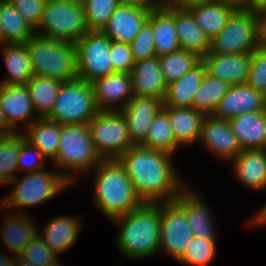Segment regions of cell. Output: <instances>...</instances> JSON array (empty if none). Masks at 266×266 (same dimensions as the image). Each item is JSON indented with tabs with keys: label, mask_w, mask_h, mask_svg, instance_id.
<instances>
[{
	"label": "cell",
	"mask_w": 266,
	"mask_h": 266,
	"mask_svg": "<svg viewBox=\"0 0 266 266\" xmlns=\"http://www.w3.org/2000/svg\"><path fill=\"white\" fill-rule=\"evenodd\" d=\"M257 17L258 41L261 47H266V7L255 10Z\"/></svg>",
	"instance_id": "obj_47"
},
{
	"label": "cell",
	"mask_w": 266,
	"mask_h": 266,
	"mask_svg": "<svg viewBox=\"0 0 266 266\" xmlns=\"http://www.w3.org/2000/svg\"><path fill=\"white\" fill-rule=\"evenodd\" d=\"M98 112L91 84L77 78L62 82L53 109L46 118L60 125L88 124Z\"/></svg>",
	"instance_id": "obj_6"
},
{
	"label": "cell",
	"mask_w": 266,
	"mask_h": 266,
	"mask_svg": "<svg viewBox=\"0 0 266 266\" xmlns=\"http://www.w3.org/2000/svg\"><path fill=\"white\" fill-rule=\"evenodd\" d=\"M38 28L41 31L35 33L41 36L73 44L89 31L84 6L67 0H47Z\"/></svg>",
	"instance_id": "obj_5"
},
{
	"label": "cell",
	"mask_w": 266,
	"mask_h": 266,
	"mask_svg": "<svg viewBox=\"0 0 266 266\" xmlns=\"http://www.w3.org/2000/svg\"><path fill=\"white\" fill-rule=\"evenodd\" d=\"M26 43L34 76L54 78L62 82L78 78L75 44L48 39L37 33Z\"/></svg>",
	"instance_id": "obj_4"
},
{
	"label": "cell",
	"mask_w": 266,
	"mask_h": 266,
	"mask_svg": "<svg viewBox=\"0 0 266 266\" xmlns=\"http://www.w3.org/2000/svg\"><path fill=\"white\" fill-rule=\"evenodd\" d=\"M201 61L206 73L229 85L246 84L251 65V53L220 55L208 52Z\"/></svg>",
	"instance_id": "obj_18"
},
{
	"label": "cell",
	"mask_w": 266,
	"mask_h": 266,
	"mask_svg": "<svg viewBox=\"0 0 266 266\" xmlns=\"http://www.w3.org/2000/svg\"><path fill=\"white\" fill-rule=\"evenodd\" d=\"M90 84L93 90L94 102L99 111H119L125 108L134 96L130 73L116 72ZM121 100V108L114 109L112 106L115 102L118 105Z\"/></svg>",
	"instance_id": "obj_13"
},
{
	"label": "cell",
	"mask_w": 266,
	"mask_h": 266,
	"mask_svg": "<svg viewBox=\"0 0 266 266\" xmlns=\"http://www.w3.org/2000/svg\"><path fill=\"white\" fill-rule=\"evenodd\" d=\"M16 133L8 124L3 110L0 107V136H8Z\"/></svg>",
	"instance_id": "obj_51"
},
{
	"label": "cell",
	"mask_w": 266,
	"mask_h": 266,
	"mask_svg": "<svg viewBox=\"0 0 266 266\" xmlns=\"http://www.w3.org/2000/svg\"><path fill=\"white\" fill-rule=\"evenodd\" d=\"M171 154L133 145L118 160L144 202L175 200L186 188L172 166ZM173 167V168H172Z\"/></svg>",
	"instance_id": "obj_1"
},
{
	"label": "cell",
	"mask_w": 266,
	"mask_h": 266,
	"mask_svg": "<svg viewBox=\"0 0 266 266\" xmlns=\"http://www.w3.org/2000/svg\"><path fill=\"white\" fill-rule=\"evenodd\" d=\"M67 1L83 5L87 0H67Z\"/></svg>",
	"instance_id": "obj_57"
},
{
	"label": "cell",
	"mask_w": 266,
	"mask_h": 266,
	"mask_svg": "<svg viewBox=\"0 0 266 266\" xmlns=\"http://www.w3.org/2000/svg\"><path fill=\"white\" fill-rule=\"evenodd\" d=\"M119 4L120 0H87L83 6L88 30L101 31Z\"/></svg>",
	"instance_id": "obj_39"
},
{
	"label": "cell",
	"mask_w": 266,
	"mask_h": 266,
	"mask_svg": "<svg viewBox=\"0 0 266 266\" xmlns=\"http://www.w3.org/2000/svg\"><path fill=\"white\" fill-rule=\"evenodd\" d=\"M66 174V175H65ZM45 172L38 170L27 173L21 180L17 181L15 177L9 183H16V187L5 200L1 202V207H18V213L24 206L33 207L42 202L52 199L57 192L73 184L76 177L70 176L67 173ZM21 207V208H20Z\"/></svg>",
	"instance_id": "obj_7"
},
{
	"label": "cell",
	"mask_w": 266,
	"mask_h": 266,
	"mask_svg": "<svg viewBox=\"0 0 266 266\" xmlns=\"http://www.w3.org/2000/svg\"><path fill=\"white\" fill-rule=\"evenodd\" d=\"M229 123L242 150L266 149V109L239 114Z\"/></svg>",
	"instance_id": "obj_21"
},
{
	"label": "cell",
	"mask_w": 266,
	"mask_h": 266,
	"mask_svg": "<svg viewBox=\"0 0 266 266\" xmlns=\"http://www.w3.org/2000/svg\"><path fill=\"white\" fill-rule=\"evenodd\" d=\"M259 46L255 10H235L225 27L211 40L210 52L243 54L251 53Z\"/></svg>",
	"instance_id": "obj_10"
},
{
	"label": "cell",
	"mask_w": 266,
	"mask_h": 266,
	"mask_svg": "<svg viewBox=\"0 0 266 266\" xmlns=\"http://www.w3.org/2000/svg\"><path fill=\"white\" fill-rule=\"evenodd\" d=\"M130 74L134 96L164 100L167 85L157 56L135 62Z\"/></svg>",
	"instance_id": "obj_20"
},
{
	"label": "cell",
	"mask_w": 266,
	"mask_h": 266,
	"mask_svg": "<svg viewBox=\"0 0 266 266\" xmlns=\"http://www.w3.org/2000/svg\"><path fill=\"white\" fill-rule=\"evenodd\" d=\"M41 234H37L34 239L27 245L23 253L20 255L25 261L37 265L52 264L57 261V255L48 247L41 238Z\"/></svg>",
	"instance_id": "obj_43"
},
{
	"label": "cell",
	"mask_w": 266,
	"mask_h": 266,
	"mask_svg": "<svg viewBox=\"0 0 266 266\" xmlns=\"http://www.w3.org/2000/svg\"><path fill=\"white\" fill-rule=\"evenodd\" d=\"M0 107L3 110L9 126L15 131L17 123L26 122L30 126L36 119L33 116V105L26 84H0ZM32 120V121H31Z\"/></svg>",
	"instance_id": "obj_19"
},
{
	"label": "cell",
	"mask_w": 266,
	"mask_h": 266,
	"mask_svg": "<svg viewBox=\"0 0 266 266\" xmlns=\"http://www.w3.org/2000/svg\"><path fill=\"white\" fill-rule=\"evenodd\" d=\"M3 47L4 60L9 76L0 81V84H27L34 76L27 43L5 44Z\"/></svg>",
	"instance_id": "obj_29"
},
{
	"label": "cell",
	"mask_w": 266,
	"mask_h": 266,
	"mask_svg": "<svg viewBox=\"0 0 266 266\" xmlns=\"http://www.w3.org/2000/svg\"><path fill=\"white\" fill-rule=\"evenodd\" d=\"M37 32L47 0H8Z\"/></svg>",
	"instance_id": "obj_46"
},
{
	"label": "cell",
	"mask_w": 266,
	"mask_h": 266,
	"mask_svg": "<svg viewBox=\"0 0 266 266\" xmlns=\"http://www.w3.org/2000/svg\"><path fill=\"white\" fill-rule=\"evenodd\" d=\"M186 211L187 220L194 237L203 240H216L212 218L208 206L194 191L184 189L175 199ZM209 210V211H208Z\"/></svg>",
	"instance_id": "obj_26"
},
{
	"label": "cell",
	"mask_w": 266,
	"mask_h": 266,
	"mask_svg": "<svg viewBox=\"0 0 266 266\" xmlns=\"http://www.w3.org/2000/svg\"><path fill=\"white\" fill-rule=\"evenodd\" d=\"M158 58L166 85L180 79L201 61V58L196 54L183 49L159 56Z\"/></svg>",
	"instance_id": "obj_37"
},
{
	"label": "cell",
	"mask_w": 266,
	"mask_h": 266,
	"mask_svg": "<svg viewBox=\"0 0 266 266\" xmlns=\"http://www.w3.org/2000/svg\"><path fill=\"white\" fill-rule=\"evenodd\" d=\"M259 214H257V216L255 217V219L252 220V222L254 224H266V205H264L263 209L260 210V212H258Z\"/></svg>",
	"instance_id": "obj_53"
},
{
	"label": "cell",
	"mask_w": 266,
	"mask_h": 266,
	"mask_svg": "<svg viewBox=\"0 0 266 266\" xmlns=\"http://www.w3.org/2000/svg\"><path fill=\"white\" fill-rule=\"evenodd\" d=\"M188 10L210 40L220 33L235 11L233 7L219 2L196 5Z\"/></svg>",
	"instance_id": "obj_32"
},
{
	"label": "cell",
	"mask_w": 266,
	"mask_h": 266,
	"mask_svg": "<svg viewBox=\"0 0 266 266\" xmlns=\"http://www.w3.org/2000/svg\"><path fill=\"white\" fill-rule=\"evenodd\" d=\"M0 26L5 44L26 43L35 34V29L8 0L0 3Z\"/></svg>",
	"instance_id": "obj_33"
},
{
	"label": "cell",
	"mask_w": 266,
	"mask_h": 266,
	"mask_svg": "<svg viewBox=\"0 0 266 266\" xmlns=\"http://www.w3.org/2000/svg\"><path fill=\"white\" fill-rule=\"evenodd\" d=\"M193 238L185 209L176 200L160 202L159 250L180 261Z\"/></svg>",
	"instance_id": "obj_12"
},
{
	"label": "cell",
	"mask_w": 266,
	"mask_h": 266,
	"mask_svg": "<svg viewBox=\"0 0 266 266\" xmlns=\"http://www.w3.org/2000/svg\"><path fill=\"white\" fill-rule=\"evenodd\" d=\"M75 45L78 79L91 83L116 73L110 62L111 40L101 31H88Z\"/></svg>",
	"instance_id": "obj_11"
},
{
	"label": "cell",
	"mask_w": 266,
	"mask_h": 266,
	"mask_svg": "<svg viewBox=\"0 0 266 266\" xmlns=\"http://www.w3.org/2000/svg\"><path fill=\"white\" fill-rule=\"evenodd\" d=\"M130 48L135 62L156 56L153 25L148 20L130 43Z\"/></svg>",
	"instance_id": "obj_42"
},
{
	"label": "cell",
	"mask_w": 266,
	"mask_h": 266,
	"mask_svg": "<svg viewBox=\"0 0 266 266\" xmlns=\"http://www.w3.org/2000/svg\"><path fill=\"white\" fill-rule=\"evenodd\" d=\"M141 146L171 155L175 154L179 145L175 141L169 115L163 108L154 117Z\"/></svg>",
	"instance_id": "obj_35"
},
{
	"label": "cell",
	"mask_w": 266,
	"mask_h": 266,
	"mask_svg": "<svg viewBox=\"0 0 266 266\" xmlns=\"http://www.w3.org/2000/svg\"><path fill=\"white\" fill-rule=\"evenodd\" d=\"M233 7L235 10H251V0H216Z\"/></svg>",
	"instance_id": "obj_50"
},
{
	"label": "cell",
	"mask_w": 266,
	"mask_h": 266,
	"mask_svg": "<svg viewBox=\"0 0 266 266\" xmlns=\"http://www.w3.org/2000/svg\"><path fill=\"white\" fill-rule=\"evenodd\" d=\"M232 163L241 183L255 190L266 189V149L242 150Z\"/></svg>",
	"instance_id": "obj_24"
},
{
	"label": "cell",
	"mask_w": 266,
	"mask_h": 266,
	"mask_svg": "<svg viewBox=\"0 0 266 266\" xmlns=\"http://www.w3.org/2000/svg\"><path fill=\"white\" fill-rule=\"evenodd\" d=\"M112 220L122 222L117 243L124 255L136 259L157 253L160 244V202H144Z\"/></svg>",
	"instance_id": "obj_2"
},
{
	"label": "cell",
	"mask_w": 266,
	"mask_h": 266,
	"mask_svg": "<svg viewBox=\"0 0 266 266\" xmlns=\"http://www.w3.org/2000/svg\"><path fill=\"white\" fill-rule=\"evenodd\" d=\"M206 74L202 61L177 81L167 85L163 107L193 108V99Z\"/></svg>",
	"instance_id": "obj_25"
},
{
	"label": "cell",
	"mask_w": 266,
	"mask_h": 266,
	"mask_svg": "<svg viewBox=\"0 0 266 266\" xmlns=\"http://www.w3.org/2000/svg\"><path fill=\"white\" fill-rule=\"evenodd\" d=\"M120 3L143 9L154 10L162 5V0H158V2L156 0H120Z\"/></svg>",
	"instance_id": "obj_49"
},
{
	"label": "cell",
	"mask_w": 266,
	"mask_h": 266,
	"mask_svg": "<svg viewBox=\"0 0 266 266\" xmlns=\"http://www.w3.org/2000/svg\"><path fill=\"white\" fill-rule=\"evenodd\" d=\"M215 242L194 237L180 262L188 266H208L214 259Z\"/></svg>",
	"instance_id": "obj_40"
},
{
	"label": "cell",
	"mask_w": 266,
	"mask_h": 266,
	"mask_svg": "<svg viewBox=\"0 0 266 266\" xmlns=\"http://www.w3.org/2000/svg\"><path fill=\"white\" fill-rule=\"evenodd\" d=\"M168 113L176 143L192 144L199 141L202 122L206 115L194 108L163 107Z\"/></svg>",
	"instance_id": "obj_27"
},
{
	"label": "cell",
	"mask_w": 266,
	"mask_h": 266,
	"mask_svg": "<svg viewBox=\"0 0 266 266\" xmlns=\"http://www.w3.org/2000/svg\"><path fill=\"white\" fill-rule=\"evenodd\" d=\"M110 62L115 72L131 73L135 60L130 48V44L111 41Z\"/></svg>",
	"instance_id": "obj_44"
},
{
	"label": "cell",
	"mask_w": 266,
	"mask_h": 266,
	"mask_svg": "<svg viewBox=\"0 0 266 266\" xmlns=\"http://www.w3.org/2000/svg\"><path fill=\"white\" fill-rule=\"evenodd\" d=\"M18 156V170L24 168L27 169L29 173L42 170L43 165L46 164L45 160L47 159L38 148L33 146L26 139L20 143Z\"/></svg>",
	"instance_id": "obj_45"
},
{
	"label": "cell",
	"mask_w": 266,
	"mask_h": 266,
	"mask_svg": "<svg viewBox=\"0 0 266 266\" xmlns=\"http://www.w3.org/2000/svg\"><path fill=\"white\" fill-rule=\"evenodd\" d=\"M61 84L60 80L42 76H33L26 84L39 118H46L51 113Z\"/></svg>",
	"instance_id": "obj_34"
},
{
	"label": "cell",
	"mask_w": 266,
	"mask_h": 266,
	"mask_svg": "<svg viewBox=\"0 0 266 266\" xmlns=\"http://www.w3.org/2000/svg\"><path fill=\"white\" fill-rule=\"evenodd\" d=\"M27 128L28 134L23 133L25 139L46 158L51 157L54 160L60 145V124L47 118H38Z\"/></svg>",
	"instance_id": "obj_30"
},
{
	"label": "cell",
	"mask_w": 266,
	"mask_h": 266,
	"mask_svg": "<svg viewBox=\"0 0 266 266\" xmlns=\"http://www.w3.org/2000/svg\"><path fill=\"white\" fill-rule=\"evenodd\" d=\"M151 10L119 4L101 30L111 41L130 44L148 20Z\"/></svg>",
	"instance_id": "obj_14"
},
{
	"label": "cell",
	"mask_w": 266,
	"mask_h": 266,
	"mask_svg": "<svg viewBox=\"0 0 266 266\" xmlns=\"http://www.w3.org/2000/svg\"><path fill=\"white\" fill-rule=\"evenodd\" d=\"M174 24L181 49L203 58L211 50V40L188 9L174 8Z\"/></svg>",
	"instance_id": "obj_22"
},
{
	"label": "cell",
	"mask_w": 266,
	"mask_h": 266,
	"mask_svg": "<svg viewBox=\"0 0 266 266\" xmlns=\"http://www.w3.org/2000/svg\"><path fill=\"white\" fill-rule=\"evenodd\" d=\"M79 219L72 217H58L49 221L42 231L41 238L57 255L71 247L77 240L79 233Z\"/></svg>",
	"instance_id": "obj_31"
},
{
	"label": "cell",
	"mask_w": 266,
	"mask_h": 266,
	"mask_svg": "<svg viewBox=\"0 0 266 266\" xmlns=\"http://www.w3.org/2000/svg\"><path fill=\"white\" fill-rule=\"evenodd\" d=\"M25 139L24 134L16 132L8 136H0V181L3 184L12 181L18 170L20 143Z\"/></svg>",
	"instance_id": "obj_38"
},
{
	"label": "cell",
	"mask_w": 266,
	"mask_h": 266,
	"mask_svg": "<svg viewBox=\"0 0 266 266\" xmlns=\"http://www.w3.org/2000/svg\"><path fill=\"white\" fill-rule=\"evenodd\" d=\"M266 7V0H251V10H258Z\"/></svg>",
	"instance_id": "obj_55"
},
{
	"label": "cell",
	"mask_w": 266,
	"mask_h": 266,
	"mask_svg": "<svg viewBox=\"0 0 266 266\" xmlns=\"http://www.w3.org/2000/svg\"><path fill=\"white\" fill-rule=\"evenodd\" d=\"M91 140L102 160L118 159L133 146L120 111H99L88 123Z\"/></svg>",
	"instance_id": "obj_9"
},
{
	"label": "cell",
	"mask_w": 266,
	"mask_h": 266,
	"mask_svg": "<svg viewBox=\"0 0 266 266\" xmlns=\"http://www.w3.org/2000/svg\"><path fill=\"white\" fill-rule=\"evenodd\" d=\"M0 266H16V256L11 259L0 253Z\"/></svg>",
	"instance_id": "obj_54"
},
{
	"label": "cell",
	"mask_w": 266,
	"mask_h": 266,
	"mask_svg": "<svg viewBox=\"0 0 266 266\" xmlns=\"http://www.w3.org/2000/svg\"><path fill=\"white\" fill-rule=\"evenodd\" d=\"M162 108L161 99L133 96L126 107L119 110L126 119L133 145H141L145 141L154 117Z\"/></svg>",
	"instance_id": "obj_15"
},
{
	"label": "cell",
	"mask_w": 266,
	"mask_h": 266,
	"mask_svg": "<svg viewBox=\"0 0 266 266\" xmlns=\"http://www.w3.org/2000/svg\"><path fill=\"white\" fill-rule=\"evenodd\" d=\"M16 266H61V265H59L58 260L55 263H52V264L37 265V264L31 263L30 261H25L20 256H16Z\"/></svg>",
	"instance_id": "obj_52"
},
{
	"label": "cell",
	"mask_w": 266,
	"mask_h": 266,
	"mask_svg": "<svg viewBox=\"0 0 266 266\" xmlns=\"http://www.w3.org/2000/svg\"><path fill=\"white\" fill-rule=\"evenodd\" d=\"M148 21L153 25L156 56L181 49L174 24V7L162 4L151 10Z\"/></svg>",
	"instance_id": "obj_23"
},
{
	"label": "cell",
	"mask_w": 266,
	"mask_h": 266,
	"mask_svg": "<svg viewBox=\"0 0 266 266\" xmlns=\"http://www.w3.org/2000/svg\"><path fill=\"white\" fill-rule=\"evenodd\" d=\"M6 215L5 225L2 231V241L4 245L14 252L15 256H20L27 245L40 233L31 222L29 216L20 212L19 214Z\"/></svg>",
	"instance_id": "obj_28"
},
{
	"label": "cell",
	"mask_w": 266,
	"mask_h": 266,
	"mask_svg": "<svg viewBox=\"0 0 266 266\" xmlns=\"http://www.w3.org/2000/svg\"><path fill=\"white\" fill-rule=\"evenodd\" d=\"M54 161L58 168L73 172L87 171L102 161L91 140L88 124L60 125V145Z\"/></svg>",
	"instance_id": "obj_8"
},
{
	"label": "cell",
	"mask_w": 266,
	"mask_h": 266,
	"mask_svg": "<svg viewBox=\"0 0 266 266\" xmlns=\"http://www.w3.org/2000/svg\"><path fill=\"white\" fill-rule=\"evenodd\" d=\"M199 140L221 158L233 160L241 151L229 121L206 115L202 122Z\"/></svg>",
	"instance_id": "obj_17"
},
{
	"label": "cell",
	"mask_w": 266,
	"mask_h": 266,
	"mask_svg": "<svg viewBox=\"0 0 266 266\" xmlns=\"http://www.w3.org/2000/svg\"><path fill=\"white\" fill-rule=\"evenodd\" d=\"M216 2V0H162V4L169 5L177 9H189L196 5Z\"/></svg>",
	"instance_id": "obj_48"
},
{
	"label": "cell",
	"mask_w": 266,
	"mask_h": 266,
	"mask_svg": "<svg viewBox=\"0 0 266 266\" xmlns=\"http://www.w3.org/2000/svg\"><path fill=\"white\" fill-rule=\"evenodd\" d=\"M95 168L94 201L108 218L127 214L144 203L118 159L102 160Z\"/></svg>",
	"instance_id": "obj_3"
},
{
	"label": "cell",
	"mask_w": 266,
	"mask_h": 266,
	"mask_svg": "<svg viewBox=\"0 0 266 266\" xmlns=\"http://www.w3.org/2000/svg\"><path fill=\"white\" fill-rule=\"evenodd\" d=\"M247 85L266 97V47H257L251 52V65Z\"/></svg>",
	"instance_id": "obj_41"
},
{
	"label": "cell",
	"mask_w": 266,
	"mask_h": 266,
	"mask_svg": "<svg viewBox=\"0 0 266 266\" xmlns=\"http://www.w3.org/2000/svg\"><path fill=\"white\" fill-rule=\"evenodd\" d=\"M0 45H5V39H4V35L2 33V30H1V26H0Z\"/></svg>",
	"instance_id": "obj_56"
},
{
	"label": "cell",
	"mask_w": 266,
	"mask_h": 266,
	"mask_svg": "<svg viewBox=\"0 0 266 266\" xmlns=\"http://www.w3.org/2000/svg\"><path fill=\"white\" fill-rule=\"evenodd\" d=\"M230 86L227 82L206 73L194 95L193 108L205 115H212Z\"/></svg>",
	"instance_id": "obj_36"
},
{
	"label": "cell",
	"mask_w": 266,
	"mask_h": 266,
	"mask_svg": "<svg viewBox=\"0 0 266 266\" xmlns=\"http://www.w3.org/2000/svg\"><path fill=\"white\" fill-rule=\"evenodd\" d=\"M266 109V97L247 84L232 85L222 97L214 113L216 118L231 120L239 114L263 111Z\"/></svg>",
	"instance_id": "obj_16"
}]
</instances>
